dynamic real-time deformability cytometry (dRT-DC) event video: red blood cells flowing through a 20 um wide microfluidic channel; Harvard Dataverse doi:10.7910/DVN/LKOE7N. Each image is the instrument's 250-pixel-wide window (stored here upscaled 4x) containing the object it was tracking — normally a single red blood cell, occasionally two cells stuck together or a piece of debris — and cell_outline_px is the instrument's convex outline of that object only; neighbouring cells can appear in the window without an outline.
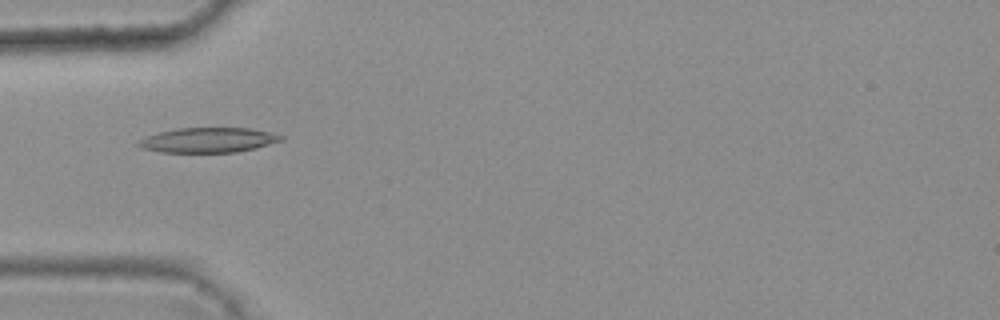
{"species": "common noctule bat (a hibernating species)", "species_latin": "Nyctalus noctula", "temperature_condition": "warm", "stored_images_in_passage": 4, "camera_frame_rate_fps": 3000, "um_per_image_px": 0.085, "animal": {"sex": "female", "body_mass_g": 25.1}, "frame": {"image": 1, "passage_image": 3, "time_ms": 0.667, "image_size_px": [1000, 320], "cell_outline_px": [[284, 140], [256, 148], [236, 152], [160, 152], [140, 148], [136, 144], [144, 136], [176, 128], [252, 128], [284, 136]], "centroid_in_image_um": [17.69, 11.9], "position_along_channel_um": 67.3, "area_um2": 20.75}}
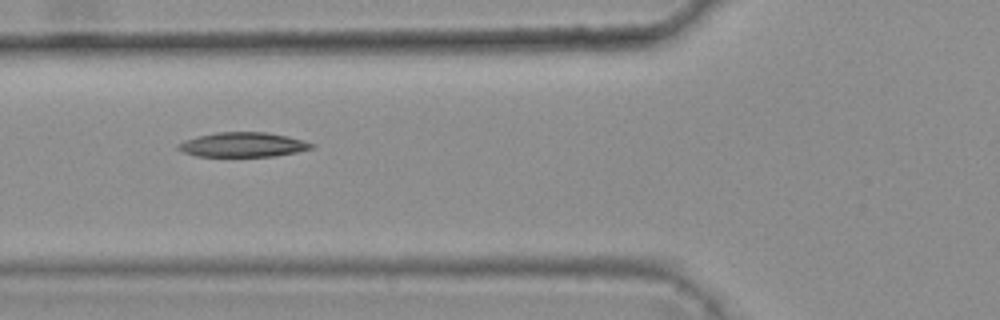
{"frame": {"image": 2, "passage_image": 4, "time_ms": 1.0, "image_size_px": [1000, 320], "cell_outline_px": [[316, 144], [312, 148], [296, 152], [276, 156], [196, 156], [184, 152], [176, 148], [176, 144], [184, 140], [216, 132], [268, 132], [288, 136], [304, 140]], "centroid_in_image_um": [20.66, 12.29], "position_along_channel_um": 105.1, "area_um2": 19.13}}